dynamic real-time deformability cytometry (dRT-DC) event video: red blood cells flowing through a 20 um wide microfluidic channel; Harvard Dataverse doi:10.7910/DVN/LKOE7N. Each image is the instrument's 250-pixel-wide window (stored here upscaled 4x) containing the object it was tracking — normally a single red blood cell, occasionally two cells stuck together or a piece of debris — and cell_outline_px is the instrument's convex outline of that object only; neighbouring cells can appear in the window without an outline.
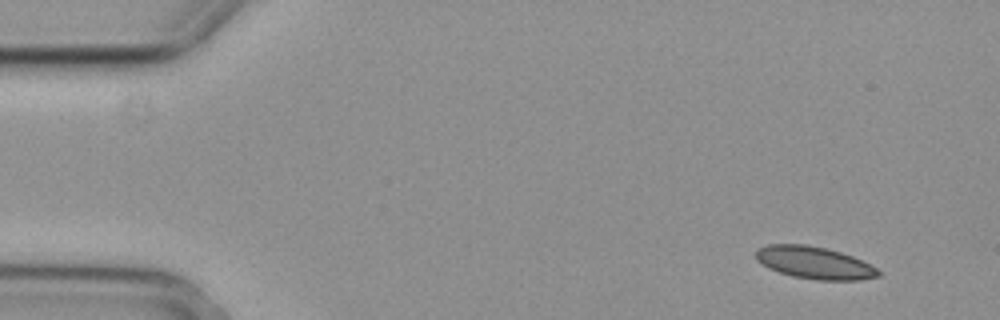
{"species": "common noctule bat (a hibernating species)", "species_latin": "Nyctalus noctula", "temperature_condition": "cold", "stored_images_in_passage": 5, "segment_of_instrument_passage": [1, 2], "camera_frame_rate_fps": 3000, "um_per_image_px": 0.085, "animal": {"sex": "female", "body_mass_g": 29.2, "forearm_length_mm": 56.3}, "frame": {"image": 1, "passage_image": 1, "time_ms": 0.0, "image_size_px": [1000, 320], "cell_outline_px": [[880, 276], [860, 280], [816, 280], [792, 276], [768, 268], [756, 260], [756, 248], [768, 244], [808, 244], [840, 252], [852, 256], [876, 268], [880, 272]], "centroid_in_image_um": [69.18, 22.33], "position_along_channel_um": 15.8, "area_um2": 23.0}}